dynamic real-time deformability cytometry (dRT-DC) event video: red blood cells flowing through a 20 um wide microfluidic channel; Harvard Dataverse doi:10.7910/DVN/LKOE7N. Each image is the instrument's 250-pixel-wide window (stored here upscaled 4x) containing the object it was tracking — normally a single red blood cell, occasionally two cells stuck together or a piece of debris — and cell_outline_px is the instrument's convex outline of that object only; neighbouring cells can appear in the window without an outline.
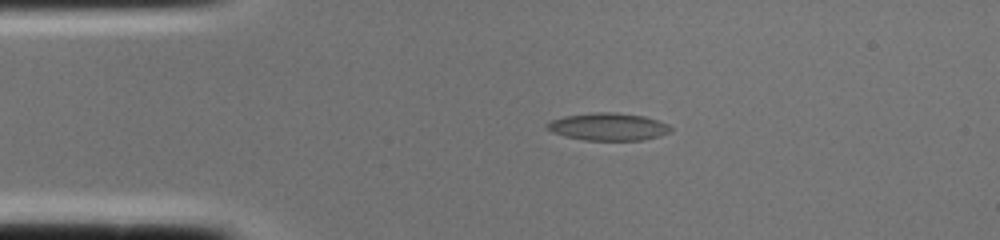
{"species": "common noctule bat (a hibernating species)", "species_latin": "Nyctalus noctula", "temperature_condition": "cold", "stored_images_in_passage": 1, "camera_frame_rate_fps": 3000, "um_per_image_px": 0.085, "animal": {"sex": "female", "body_mass_g": 22.0, "forearm_length_mm": 56.7}, "frame": {"image": 1, "passage_image": 1, "time_ms": 0.0, "image_size_px": [1000, 240], "cell_outline_px": [[672, 132], [660, 136], [644, 140], [584, 140], [564, 136], [552, 132], [544, 128], [544, 124], [552, 120], [564, 116], [596, 112], [616, 112], [644, 116], [668, 124], [672, 128]], "centroid_in_image_um": [51.69, 10.77], "position_along_channel_um": 33.3, "area_um2": 20.0}}